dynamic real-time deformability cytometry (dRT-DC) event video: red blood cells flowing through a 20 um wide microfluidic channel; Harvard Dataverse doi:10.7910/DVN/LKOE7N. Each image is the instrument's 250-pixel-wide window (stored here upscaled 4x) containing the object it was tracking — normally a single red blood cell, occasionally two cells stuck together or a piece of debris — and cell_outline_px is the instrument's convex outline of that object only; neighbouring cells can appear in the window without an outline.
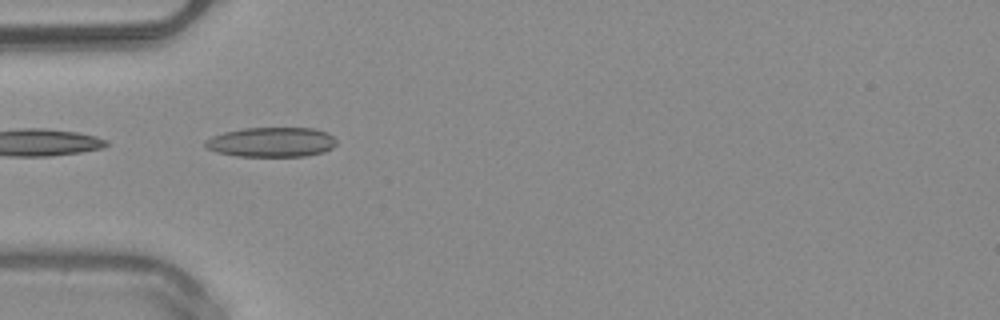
{"species": "common noctule bat (a hibernating species)", "species_latin": "Nyctalus noctula", "temperature_condition": "warm", "stored_images_in_passage": 7, "camera_frame_rate_fps": 3000, "um_per_image_px": 0.085, "animal": {"sex": "male", "body_mass_g": 20.4}, "frame": {"image": 1, "passage_image": 1, "time_ms": 0.0, "image_size_px": [1000, 320], "cell_outline_px": [[336, 144], [332, 148], [324, 152], [304, 156], [236, 156], [216, 152], [208, 148], [204, 144], [204, 140], [212, 136], [224, 132], [244, 128], [312, 128], [328, 132], [336, 140]], "centroid_in_image_um": [23.08, 12.08], "position_along_channel_um": 61.9, "area_um2": 22.77}}